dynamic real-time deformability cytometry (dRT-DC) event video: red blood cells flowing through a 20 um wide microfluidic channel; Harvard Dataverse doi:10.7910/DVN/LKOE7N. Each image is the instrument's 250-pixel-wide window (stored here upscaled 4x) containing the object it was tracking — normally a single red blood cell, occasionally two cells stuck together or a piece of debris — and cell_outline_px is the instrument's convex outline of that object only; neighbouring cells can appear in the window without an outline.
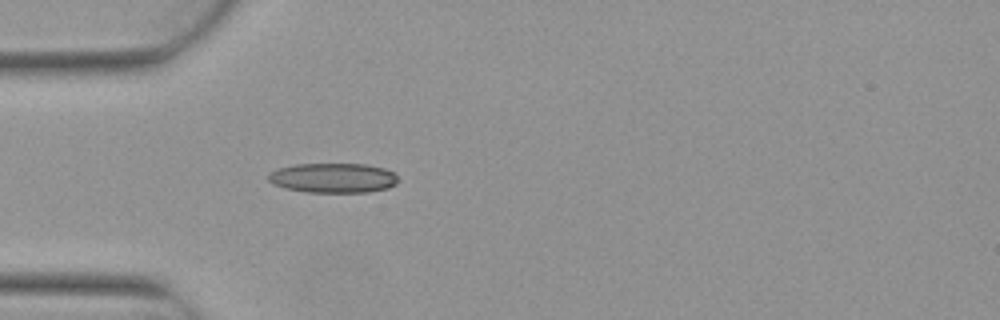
{"species": "Egyptian fruit bat (a non-hibernating species)", "species_latin": "Rousettus aegyptiacus", "temperature_condition": "warm", "stored_images_in_passage": 5, "camera_frame_rate_fps": 3000, "um_per_image_px": 0.085, "animal": {"sex": "female"}, "frame": {"image": 1, "passage_image": 5, "time_ms": 1.333, "image_size_px": [1000, 320], "cell_outline_px": [[396, 184], [388, 188], [368, 192], [308, 192], [284, 188], [272, 184], [268, 180], [268, 172], [280, 168], [296, 164], [364, 164], [384, 168], [392, 172], [396, 176]], "centroid_in_image_um": [28.28, 15.12], "position_along_channel_um": 56.7, "area_um2": 22.43}}